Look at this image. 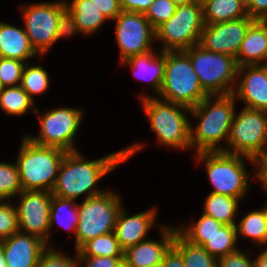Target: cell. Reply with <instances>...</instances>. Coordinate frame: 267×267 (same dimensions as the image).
I'll return each instance as SVG.
<instances>
[{
  "label": "cell",
  "instance_id": "cell-1",
  "mask_svg": "<svg viewBox=\"0 0 267 267\" xmlns=\"http://www.w3.org/2000/svg\"><path fill=\"white\" fill-rule=\"evenodd\" d=\"M142 146L135 143L96 160L85 159L80 151L67 152L59 167L52 195L76 200L82 194H86L85 199L103 194L105 190L94 187L98 181L131 158Z\"/></svg>",
  "mask_w": 267,
  "mask_h": 267
},
{
  "label": "cell",
  "instance_id": "cell-2",
  "mask_svg": "<svg viewBox=\"0 0 267 267\" xmlns=\"http://www.w3.org/2000/svg\"><path fill=\"white\" fill-rule=\"evenodd\" d=\"M235 99L233 94L209 95L190 109V114L199 120L195 129L190 125V145L191 149L196 148V153L224 151L218 143L223 139L227 143Z\"/></svg>",
  "mask_w": 267,
  "mask_h": 267
},
{
  "label": "cell",
  "instance_id": "cell-3",
  "mask_svg": "<svg viewBox=\"0 0 267 267\" xmlns=\"http://www.w3.org/2000/svg\"><path fill=\"white\" fill-rule=\"evenodd\" d=\"M21 142L16 165L23 190L51 191L67 151L37 145L26 136Z\"/></svg>",
  "mask_w": 267,
  "mask_h": 267
},
{
  "label": "cell",
  "instance_id": "cell-4",
  "mask_svg": "<svg viewBox=\"0 0 267 267\" xmlns=\"http://www.w3.org/2000/svg\"><path fill=\"white\" fill-rule=\"evenodd\" d=\"M142 108L156 133L158 144L175 149H188L190 145V108L147 95H140ZM187 112V113H186Z\"/></svg>",
  "mask_w": 267,
  "mask_h": 267
},
{
  "label": "cell",
  "instance_id": "cell-5",
  "mask_svg": "<svg viewBox=\"0 0 267 267\" xmlns=\"http://www.w3.org/2000/svg\"><path fill=\"white\" fill-rule=\"evenodd\" d=\"M159 96L162 100L190 109L209 96L184 50L166 51L164 80Z\"/></svg>",
  "mask_w": 267,
  "mask_h": 267
},
{
  "label": "cell",
  "instance_id": "cell-6",
  "mask_svg": "<svg viewBox=\"0 0 267 267\" xmlns=\"http://www.w3.org/2000/svg\"><path fill=\"white\" fill-rule=\"evenodd\" d=\"M255 164L246 156L229 154L223 151L196 153L197 162L205 164V169L214 190L211 193L243 199L249 188V172L245 160Z\"/></svg>",
  "mask_w": 267,
  "mask_h": 267
},
{
  "label": "cell",
  "instance_id": "cell-7",
  "mask_svg": "<svg viewBox=\"0 0 267 267\" xmlns=\"http://www.w3.org/2000/svg\"><path fill=\"white\" fill-rule=\"evenodd\" d=\"M184 51L190 57L201 86L209 95L233 93L238 81V65L234 56L207 51L198 44Z\"/></svg>",
  "mask_w": 267,
  "mask_h": 267
},
{
  "label": "cell",
  "instance_id": "cell-8",
  "mask_svg": "<svg viewBox=\"0 0 267 267\" xmlns=\"http://www.w3.org/2000/svg\"><path fill=\"white\" fill-rule=\"evenodd\" d=\"M224 151L256 160L267 153V111L243 108L234 113Z\"/></svg>",
  "mask_w": 267,
  "mask_h": 267
},
{
  "label": "cell",
  "instance_id": "cell-9",
  "mask_svg": "<svg viewBox=\"0 0 267 267\" xmlns=\"http://www.w3.org/2000/svg\"><path fill=\"white\" fill-rule=\"evenodd\" d=\"M121 207L119 195L110 190L84 199L81 205H78L79 221L75 233V251L97 236L114 232Z\"/></svg>",
  "mask_w": 267,
  "mask_h": 267
},
{
  "label": "cell",
  "instance_id": "cell-10",
  "mask_svg": "<svg viewBox=\"0 0 267 267\" xmlns=\"http://www.w3.org/2000/svg\"><path fill=\"white\" fill-rule=\"evenodd\" d=\"M201 0L177 6L174 15L155 29L162 51L186 50L197 45L204 28Z\"/></svg>",
  "mask_w": 267,
  "mask_h": 267
},
{
  "label": "cell",
  "instance_id": "cell-11",
  "mask_svg": "<svg viewBox=\"0 0 267 267\" xmlns=\"http://www.w3.org/2000/svg\"><path fill=\"white\" fill-rule=\"evenodd\" d=\"M82 112L74 108H57L39 114V135L27 136L40 146L57 147L67 152L79 151L74 147L76 132L82 121Z\"/></svg>",
  "mask_w": 267,
  "mask_h": 267
},
{
  "label": "cell",
  "instance_id": "cell-12",
  "mask_svg": "<svg viewBox=\"0 0 267 267\" xmlns=\"http://www.w3.org/2000/svg\"><path fill=\"white\" fill-rule=\"evenodd\" d=\"M66 1L34 3L22 7L24 30L38 55L44 54L57 41V25Z\"/></svg>",
  "mask_w": 267,
  "mask_h": 267
},
{
  "label": "cell",
  "instance_id": "cell-13",
  "mask_svg": "<svg viewBox=\"0 0 267 267\" xmlns=\"http://www.w3.org/2000/svg\"><path fill=\"white\" fill-rule=\"evenodd\" d=\"M17 217L19 231L35 235L49 244L51 191L23 190L17 196Z\"/></svg>",
  "mask_w": 267,
  "mask_h": 267
},
{
  "label": "cell",
  "instance_id": "cell-14",
  "mask_svg": "<svg viewBox=\"0 0 267 267\" xmlns=\"http://www.w3.org/2000/svg\"><path fill=\"white\" fill-rule=\"evenodd\" d=\"M116 20V41L120 62L152 49L155 29L142 13L122 11Z\"/></svg>",
  "mask_w": 267,
  "mask_h": 267
},
{
  "label": "cell",
  "instance_id": "cell-15",
  "mask_svg": "<svg viewBox=\"0 0 267 267\" xmlns=\"http://www.w3.org/2000/svg\"><path fill=\"white\" fill-rule=\"evenodd\" d=\"M255 20L244 17L228 22L204 25L198 45L215 53L237 57L249 26Z\"/></svg>",
  "mask_w": 267,
  "mask_h": 267
},
{
  "label": "cell",
  "instance_id": "cell-16",
  "mask_svg": "<svg viewBox=\"0 0 267 267\" xmlns=\"http://www.w3.org/2000/svg\"><path fill=\"white\" fill-rule=\"evenodd\" d=\"M234 97L245 102V108L267 111V65L238 67Z\"/></svg>",
  "mask_w": 267,
  "mask_h": 267
},
{
  "label": "cell",
  "instance_id": "cell-17",
  "mask_svg": "<svg viewBox=\"0 0 267 267\" xmlns=\"http://www.w3.org/2000/svg\"><path fill=\"white\" fill-rule=\"evenodd\" d=\"M7 267H36L41 254L48 248L41 238L20 231L0 241Z\"/></svg>",
  "mask_w": 267,
  "mask_h": 267
},
{
  "label": "cell",
  "instance_id": "cell-18",
  "mask_svg": "<svg viewBox=\"0 0 267 267\" xmlns=\"http://www.w3.org/2000/svg\"><path fill=\"white\" fill-rule=\"evenodd\" d=\"M158 227L161 230V241L146 239L124 251V259L131 267L162 264L165 253L173 245L177 228L161 224Z\"/></svg>",
  "mask_w": 267,
  "mask_h": 267
},
{
  "label": "cell",
  "instance_id": "cell-19",
  "mask_svg": "<svg viewBox=\"0 0 267 267\" xmlns=\"http://www.w3.org/2000/svg\"><path fill=\"white\" fill-rule=\"evenodd\" d=\"M156 214L157 209L155 207L131 216H128L122 207L120 208L116 218L114 233L120 247L124 251L147 239L146 236H148L149 229L156 222Z\"/></svg>",
  "mask_w": 267,
  "mask_h": 267
},
{
  "label": "cell",
  "instance_id": "cell-20",
  "mask_svg": "<svg viewBox=\"0 0 267 267\" xmlns=\"http://www.w3.org/2000/svg\"><path fill=\"white\" fill-rule=\"evenodd\" d=\"M236 62L238 67L267 64V20H255L249 26L238 51Z\"/></svg>",
  "mask_w": 267,
  "mask_h": 267
},
{
  "label": "cell",
  "instance_id": "cell-21",
  "mask_svg": "<svg viewBox=\"0 0 267 267\" xmlns=\"http://www.w3.org/2000/svg\"><path fill=\"white\" fill-rule=\"evenodd\" d=\"M166 51H147L122 61V65L130 66L134 76L149 81L153 91L159 96L164 80Z\"/></svg>",
  "mask_w": 267,
  "mask_h": 267
},
{
  "label": "cell",
  "instance_id": "cell-22",
  "mask_svg": "<svg viewBox=\"0 0 267 267\" xmlns=\"http://www.w3.org/2000/svg\"><path fill=\"white\" fill-rule=\"evenodd\" d=\"M37 54L23 28L0 22V57L26 62Z\"/></svg>",
  "mask_w": 267,
  "mask_h": 267
},
{
  "label": "cell",
  "instance_id": "cell-23",
  "mask_svg": "<svg viewBox=\"0 0 267 267\" xmlns=\"http://www.w3.org/2000/svg\"><path fill=\"white\" fill-rule=\"evenodd\" d=\"M204 24H216L249 17L245 0H201Z\"/></svg>",
  "mask_w": 267,
  "mask_h": 267
},
{
  "label": "cell",
  "instance_id": "cell-24",
  "mask_svg": "<svg viewBox=\"0 0 267 267\" xmlns=\"http://www.w3.org/2000/svg\"><path fill=\"white\" fill-rule=\"evenodd\" d=\"M66 8L73 14L77 27L83 35H91L99 30L108 19L91 0H73Z\"/></svg>",
  "mask_w": 267,
  "mask_h": 267
},
{
  "label": "cell",
  "instance_id": "cell-25",
  "mask_svg": "<svg viewBox=\"0 0 267 267\" xmlns=\"http://www.w3.org/2000/svg\"><path fill=\"white\" fill-rule=\"evenodd\" d=\"M240 199L226 195L210 193L205 200L203 214L220 221L224 225H237L235 215Z\"/></svg>",
  "mask_w": 267,
  "mask_h": 267
},
{
  "label": "cell",
  "instance_id": "cell-26",
  "mask_svg": "<svg viewBox=\"0 0 267 267\" xmlns=\"http://www.w3.org/2000/svg\"><path fill=\"white\" fill-rule=\"evenodd\" d=\"M77 252L78 257H124V250L120 247L114 232L87 241Z\"/></svg>",
  "mask_w": 267,
  "mask_h": 267
},
{
  "label": "cell",
  "instance_id": "cell-27",
  "mask_svg": "<svg viewBox=\"0 0 267 267\" xmlns=\"http://www.w3.org/2000/svg\"><path fill=\"white\" fill-rule=\"evenodd\" d=\"M49 220L50 230L54 223H58L62 228L76 233L79 221L78 203H75V200L72 199H64L53 195Z\"/></svg>",
  "mask_w": 267,
  "mask_h": 267
},
{
  "label": "cell",
  "instance_id": "cell-28",
  "mask_svg": "<svg viewBox=\"0 0 267 267\" xmlns=\"http://www.w3.org/2000/svg\"><path fill=\"white\" fill-rule=\"evenodd\" d=\"M34 105V101L20 85L4 87L0 92V108L6 112L7 116L23 115L31 109L39 114V110Z\"/></svg>",
  "mask_w": 267,
  "mask_h": 267
},
{
  "label": "cell",
  "instance_id": "cell-29",
  "mask_svg": "<svg viewBox=\"0 0 267 267\" xmlns=\"http://www.w3.org/2000/svg\"><path fill=\"white\" fill-rule=\"evenodd\" d=\"M224 224L203 214L197 222L187 227H176L177 232L188 242L203 246Z\"/></svg>",
  "mask_w": 267,
  "mask_h": 267
},
{
  "label": "cell",
  "instance_id": "cell-30",
  "mask_svg": "<svg viewBox=\"0 0 267 267\" xmlns=\"http://www.w3.org/2000/svg\"><path fill=\"white\" fill-rule=\"evenodd\" d=\"M173 246L182 254L186 267H217V258L210 255L202 246L185 240L178 232Z\"/></svg>",
  "mask_w": 267,
  "mask_h": 267
},
{
  "label": "cell",
  "instance_id": "cell-31",
  "mask_svg": "<svg viewBox=\"0 0 267 267\" xmlns=\"http://www.w3.org/2000/svg\"><path fill=\"white\" fill-rule=\"evenodd\" d=\"M236 230L237 235L250 238L258 247L267 245V226L263 208L245 215L236 225Z\"/></svg>",
  "mask_w": 267,
  "mask_h": 267
},
{
  "label": "cell",
  "instance_id": "cell-32",
  "mask_svg": "<svg viewBox=\"0 0 267 267\" xmlns=\"http://www.w3.org/2000/svg\"><path fill=\"white\" fill-rule=\"evenodd\" d=\"M237 242L236 225H223L202 247L218 259L238 251Z\"/></svg>",
  "mask_w": 267,
  "mask_h": 267
},
{
  "label": "cell",
  "instance_id": "cell-33",
  "mask_svg": "<svg viewBox=\"0 0 267 267\" xmlns=\"http://www.w3.org/2000/svg\"><path fill=\"white\" fill-rule=\"evenodd\" d=\"M49 76L47 71L39 65H25L20 86L34 101V95L42 94L49 87Z\"/></svg>",
  "mask_w": 267,
  "mask_h": 267
},
{
  "label": "cell",
  "instance_id": "cell-34",
  "mask_svg": "<svg viewBox=\"0 0 267 267\" xmlns=\"http://www.w3.org/2000/svg\"><path fill=\"white\" fill-rule=\"evenodd\" d=\"M23 188L16 163L0 162V201L16 197Z\"/></svg>",
  "mask_w": 267,
  "mask_h": 267
},
{
  "label": "cell",
  "instance_id": "cell-35",
  "mask_svg": "<svg viewBox=\"0 0 267 267\" xmlns=\"http://www.w3.org/2000/svg\"><path fill=\"white\" fill-rule=\"evenodd\" d=\"M27 62L0 57V82L3 87L21 84L22 73Z\"/></svg>",
  "mask_w": 267,
  "mask_h": 267
},
{
  "label": "cell",
  "instance_id": "cell-36",
  "mask_svg": "<svg viewBox=\"0 0 267 267\" xmlns=\"http://www.w3.org/2000/svg\"><path fill=\"white\" fill-rule=\"evenodd\" d=\"M176 8L177 6L171 0H154L144 15L156 29L174 15Z\"/></svg>",
  "mask_w": 267,
  "mask_h": 267
},
{
  "label": "cell",
  "instance_id": "cell-37",
  "mask_svg": "<svg viewBox=\"0 0 267 267\" xmlns=\"http://www.w3.org/2000/svg\"><path fill=\"white\" fill-rule=\"evenodd\" d=\"M19 231L17 210L12 202L0 201V241Z\"/></svg>",
  "mask_w": 267,
  "mask_h": 267
},
{
  "label": "cell",
  "instance_id": "cell-38",
  "mask_svg": "<svg viewBox=\"0 0 267 267\" xmlns=\"http://www.w3.org/2000/svg\"><path fill=\"white\" fill-rule=\"evenodd\" d=\"M76 255L64 256L56 251L54 247H48L40 256L36 267H79L78 252Z\"/></svg>",
  "mask_w": 267,
  "mask_h": 267
},
{
  "label": "cell",
  "instance_id": "cell-39",
  "mask_svg": "<svg viewBox=\"0 0 267 267\" xmlns=\"http://www.w3.org/2000/svg\"><path fill=\"white\" fill-rule=\"evenodd\" d=\"M78 32L80 33V30L77 27L73 14L67 8H65L60 13L58 19V25L56 30L57 40H59L61 37L67 38Z\"/></svg>",
  "mask_w": 267,
  "mask_h": 267
},
{
  "label": "cell",
  "instance_id": "cell-40",
  "mask_svg": "<svg viewBox=\"0 0 267 267\" xmlns=\"http://www.w3.org/2000/svg\"><path fill=\"white\" fill-rule=\"evenodd\" d=\"M249 253L238 250L217 259V267H254V262L250 260Z\"/></svg>",
  "mask_w": 267,
  "mask_h": 267
},
{
  "label": "cell",
  "instance_id": "cell-41",
  "mask_svg": "<svg viewBox=\"0 0 267 267\" xmlns=\"http://www.w3.org/2000/svg\"><path fill=\"white\" fill-rule=\"evenodd\" d=\"M97 6L105 17L109 19H115L121 12L120 0H91Z\"/></svg>",
  "mask_w": 267,
  "mask_h": 267
},
{
  "label": "cell",
  "instance_id": "cell-42",
  "mask_svg": "<svg viewBox=\"0 0 267 267\" xmlns=\"http://www.w3.org/2000/svg\"><path fill=\"white\" fill-rule=\"evenodd\" d=\"M245 7L254 20H267V0H245Z\"/></svg>",
  "mask_w": 267,
  "mask_h": 267
},
{
  "label": "cell",
  "instance_id": "cell-43",
  "mask_svg": "<svg viewBox=\"0 0 267 267\" xmlns=\"http://www.w3.org/2000/svg\"><path fill=\"white\" fill-rule=\"evenodd\" d=\"M124 257H79V262H85L86 267H114Z\"/></svg>",
  "mask_w": 267,
  "mask_h": 267
},
{
  "label": "cell",
  "instance_id": "cell-44",
  "mask_svg": "<svg viewBox=\"0 0 267 267\" xmlns=\"http://www.w3.org/2000/svg\"><path fill=\"white\" fill-rule=\"evenodd\" d=\"M122 11L145 14L154 0H120Z\"/></svg>",
  "mask_w": 267,
  "mask_h": 267
},
{
  "label": "cell",
  "instance_id": "cell-45",
  "mask_svg": "<svg viewBox=\"0 0 267 267\" xmlns=\"http://www.w3.org/2000/svg\"><path fill=\"white\" fill-rule=\"evenodd\" d=\"M162 267H186L182 254L173 245L164 255Z\"/></svg>",
  "mask_w": 267,
  "mask_h": 267
},
{
  "label": "cell",
  "instance_id": "cell-46",
  "mask_svg": "<svg viewBox=\"0 0 267 267\" xmlns=\"http://www.w3.org/2000/svg\"><path fill=\"white\" fill-rule=\"evenodd\" d=\"M255 164L258 165V172L256 177L261 181L263 189L267 192V153L255 160Z\"/></svg>",
  "mask_w": 267,
  "mask_h": 267
},
{
  "label": "cell",
  "instance_id": "cell-47",
  "mask_svg": "<svg viewBox=\"0 0 267 267\" xmlns=\"http://www.w3.org/2000/svg\"><path fill=\"white\" fill-rule=\"evenodd\" d=\"M254 267H267V249L259 253L256 259L253 261Z\"/></svg>",
  "mask_w": 267,
  "mask_h": 267
},
{
  "label": "cell",
  "instance_id": "cell-48",
  "mask_svg": "<svg viewBox=\"0 0 267 267\" xmlns=\"http://www.w3.org/2000/svg\"><path fill=\"white\" fill-rule=\"evenodd\" d=\"M171 1L176 6H181V5L189 4V3H192V2H196L198 0H171Z\"/></svg>",
  "mask_w": 267,
  "mask_h": 267
},
{
  "label": "cell",
  "instance_id": "cell-49",
  "mask_svg": "<svg viewBox=\"0 0 267 267\" xmlns=\"http://www.w3.org/2000/svg\"><path fill=\"white\" fill-rule=\"evenodd\" d=\"M0 267H7L1 244H0Z\"/></svg>",
  "mask_w": 267,
  "mask_h": 267
},
{
  "label": "cell",
  "instance_id": "cell-50",
  "mask_svg": "<svg viewBox=\"0 0 267 267\" xmlns=\"http://www.w3.org/2000/svg\"><path fill=\"white\" fill-rule=\"evenodd\" d=\"M114 267H131V266L127 263V261L124 258H122L115 264Z\"/></svg>",
  "mask_w": 267,
  "mask_h": 267
},
{
  "label": "cell",
  "instance_id": "cell-51",
  "mask_svg": "<svg viewBox=\"0 0 267 267\" xmlns=\"http://www.w3.org/2000/svg\"><path fill=\"white\" fill-rule=\"evenodd\" d=\"M263 212L265 214V218H266V226H267V203L265 204V206L263 207Z\"/></svg>",
  "mask_w": 267,
  "mask_h": 267
},
{
  "label": "cell",
  "instance_id": "cell-52",
  "mask_svg": "<svg viewBox=\"0 0 267 267\" xmlns=\"http://www.w3.org/2000/svg\"><path fill=\"white\" fill-rule=\"evenodd\" d=\"M150 267H162V264H156V265H153V266H150Z\"/></svg>",
  "mask_w": 267,
  "mask_h": 267
},
{
  "label": "cell",
  "instance_id": "cell-53",
  "mask_svg": "<svg viewBox=\"0 0 267 267\" xmlns=\"http://www.w3.org/2000/svg\"><path fill=\"white\" fill-rule=\"evenodd\" d=\"M3 86H2V84H1V82H0V92L3 90Z\"/></svg>",
  "mask_w": 267,
  "mask_h": 267
}]
</instances>
